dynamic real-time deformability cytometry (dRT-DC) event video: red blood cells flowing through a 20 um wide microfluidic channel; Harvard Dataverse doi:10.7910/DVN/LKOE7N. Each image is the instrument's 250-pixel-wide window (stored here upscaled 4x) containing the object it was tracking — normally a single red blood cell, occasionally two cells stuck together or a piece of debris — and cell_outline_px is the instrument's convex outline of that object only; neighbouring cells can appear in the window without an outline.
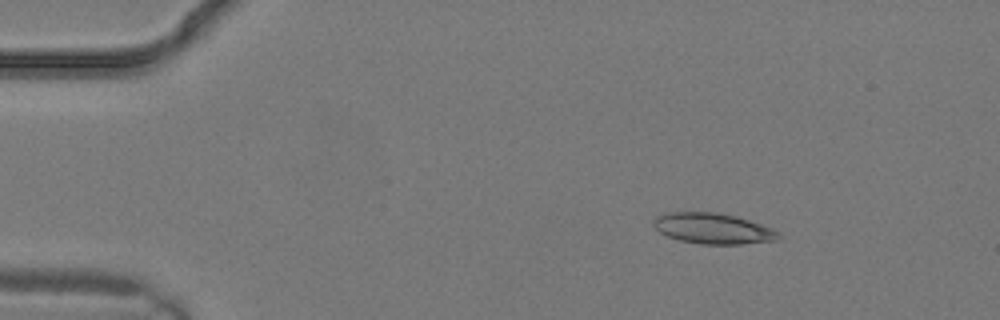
{"species": "common noctule bat (a hibernating species)", "species_latin": "Nyctalus noctula", "temperature_condition": "warm", "stored_images_in_passage": 2, "camera_frame_rate_fps": 3000, "um_per_image_px": 0.085, "animal": {"sex": "male", "body_mass_g": 19.2, "forearm_length_mm": 51.8}, "frame": {"image": 1, "passage_image": 1, "time_ms": 0.0, "image_size_px": [1000, 320], "cell_outline_px": [[780, 236], [776, 240], [740, 244], [700, 244], [680, 240], [668, 236], [660, 232], [652, 224], [652, 220], [656, 216], [668, 212], [716, 212], [736, 216], [772, 228], [780, 232]], "centroid_in_image_um": [60.58, 19.41], "position_along_channel_um": 24.4, "area_um2": 22.31}}